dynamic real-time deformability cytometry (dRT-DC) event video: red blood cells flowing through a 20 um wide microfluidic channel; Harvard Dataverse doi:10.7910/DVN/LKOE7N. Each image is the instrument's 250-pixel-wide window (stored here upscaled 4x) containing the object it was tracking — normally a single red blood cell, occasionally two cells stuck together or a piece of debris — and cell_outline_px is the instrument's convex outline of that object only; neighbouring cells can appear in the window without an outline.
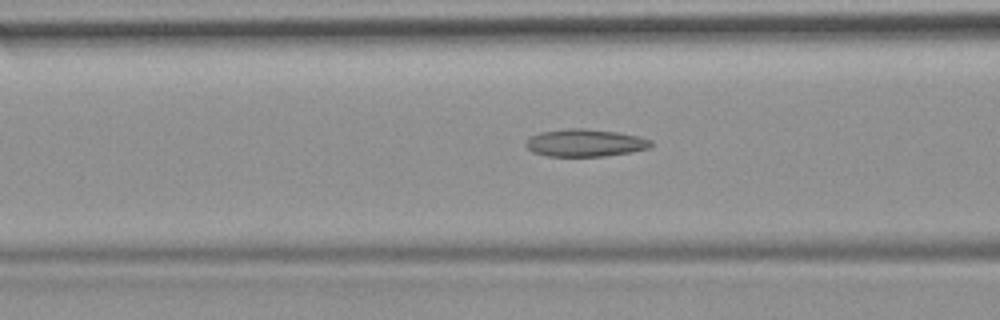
{"species": "common noctule bat (a hibernating species)", "species_latin": "Nyctalus noctula", "temperature_condition": "room temperature", "stored_images_in_passage": 38, "camera_frame_rate_fps": 3000, "um_per_image_px": 0.085, "animal": {"sex": "female", "body_mass_g": 19.9}, "frame": {"image": 1, "passage_image": 12, "time_ms": 3.667, "image_size_px": [1000, 320], "cell_outline_px": [[652, 148], [632, 152], [604, 156], [544, 156], [532, 152], [524, 144], [532, 136], [540, 132], [568, 128], [584, 128], [620, 132], [640, 136], [652, 140]], "centroid_in_image_um": [49.78, 12.14], "position_along_channel_um": 116.8, "area_um2": 20.29}}
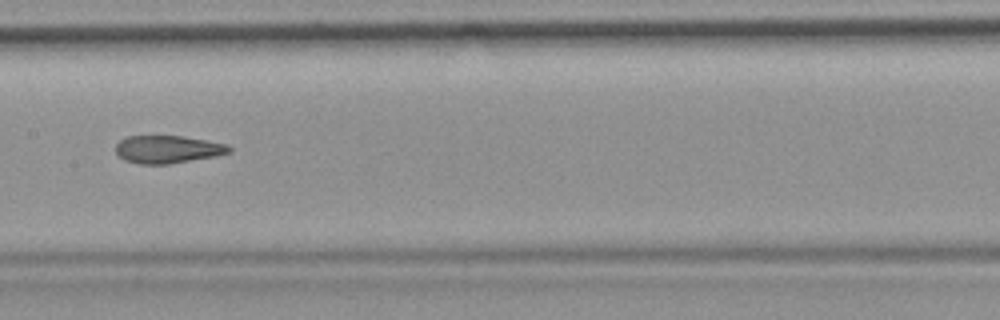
{"frame": {"image": 2, "passage_image": 18, "time_ms": 5.667, "image_size_px": [1000, 320], "cell_outline_px": [[232, 152], [216, 156], [168, 164], [140, 164], [124, 160], [116, 152], [116, 144], [120, 140], [128, 136], [180, 136], [228, 144], [232, 148]], "centroid_in_image_um": [14.27, 12.7], "position_along_channel_um": 193.1, "area_um2": 18.26}}
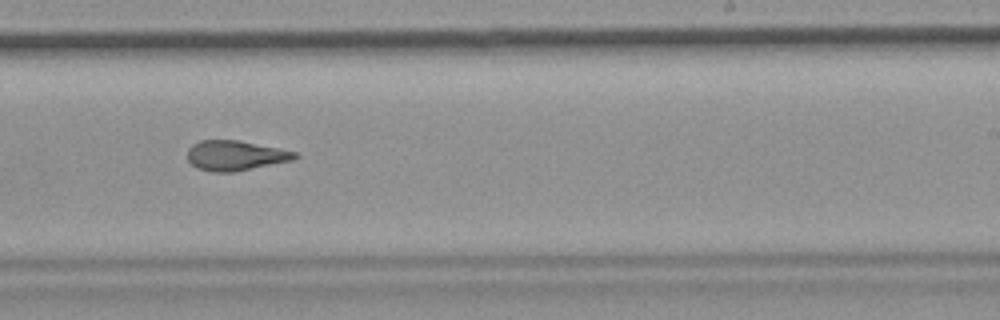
{"frame": {"image": 3, "passage_image": 24, "time_ms": 7.667, "image_size_px": [1000, 320], "cell_outline_px": [[300, 156], [292, 160], [236, 172], [212, 172], [196, 168], [188, 160], [188, 148], [192, 144], [200, 140], [240, 140], [296, 152]], "centroid_in_image_um": [19.99, 13.22], "position_along_channel_um": 269.0, "area_um2": 18.84}, "authors_computed_cell_mechanics": {"area_um2": 19.1607, "velocity_mm_per_s": 3.8276, "shape_relaxation_time_tau1_ms": null, "shape_relaxation_time_tau2_ms": 2.4701, "deformation_change_tau1": null, "deformation_change_tau2": 0.1048}}